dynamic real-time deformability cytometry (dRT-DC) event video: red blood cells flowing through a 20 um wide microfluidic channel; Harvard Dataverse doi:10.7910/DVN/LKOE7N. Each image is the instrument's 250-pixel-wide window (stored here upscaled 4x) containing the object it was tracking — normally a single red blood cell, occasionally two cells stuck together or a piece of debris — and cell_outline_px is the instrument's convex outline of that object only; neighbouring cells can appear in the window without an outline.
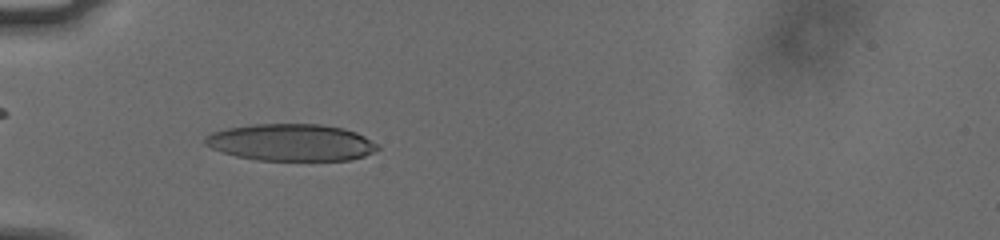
{"species": "human", "species_latin": "Homo sapiens", "temperature_condition": "cold", "stored_images_in_passage": 38, "camera_frame_rate_fps": 3000, "um_per_image_px": 0.085, "donor": {"sex": "male"}, "frame": {"image": 1, "passage_image": 2, "time_ms": 0.333, "image_size_px": [1000, 240], "cell_outline_px": [[380, 148], [364, 156], [352, 160], [256, 160], [236, 156], [212, 148], [204, 144], [204, 136], [212, 132], [228, 128], [252, 124], [320, 124], [344, 128], [356, 132], [380, 144]], "centroid_in_image_um": [24.77, 12.1], "position_along_channel_um": 60.2, "area_um2": 37.28}}
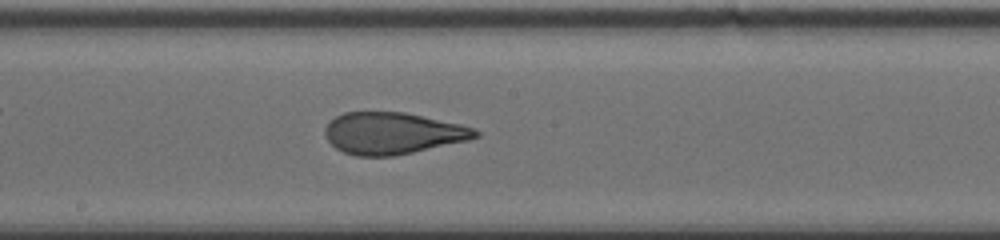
{"frame": {"image": 2, "passage_image": 15, "time_ms": 4.667, "image_size_px": [1000, 240], "cell_outline_px": [[480, 136], [468, 140], [412, 152], [392, 156], [356, 156], [344, 152], [336, 148], [328, 140], [324, 132], [324, 128], [336, 116], [344, 112], [404, 112], [460, 124], [472, 128], [480, 132]], "centroid_in_image_um": [33.36, 11.32], "position_along_channel_um": 214.8, "area_um2": 36.24}}
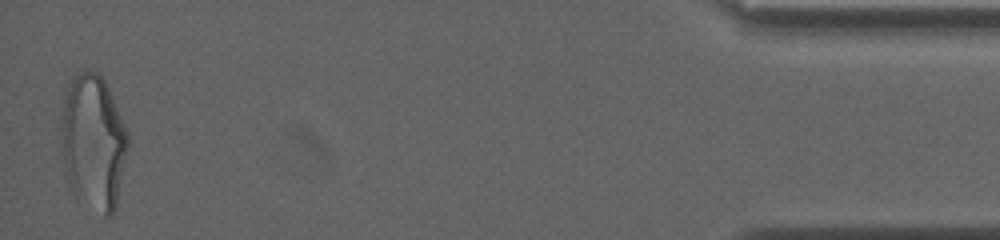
{"frame": {"image": 3, "passage_image": 38, "time_ms": 12.333, "image_size_px": [1000, 240], "cell_outline_px": [[128, 148], [116, 208], [112, 216], [104, 216], [72, 188], [68, 180], [64, 168], [60, 148], [60, 112], [64, 88], [68, 80], [72, 76], [80, 72], [96, 72], [104, 80], [112, 96], [128, 136]], "centroid_in_image_um": [7.89, 12.0], "position_along_channel_um": 427.3, "area_um2": 52.6}, "authors_computed_cell_mechanics": {"area_um2": 37.5989, "velocity_mm_per_s": 3.7821, "shape_relaxation_time_tau1_ms": 5.9612, "shape_relaxation_time_tau2_ms": 1.0836, "deformation_change_tau1": 0.204, "deformation_change_tau2": 0.0882}}